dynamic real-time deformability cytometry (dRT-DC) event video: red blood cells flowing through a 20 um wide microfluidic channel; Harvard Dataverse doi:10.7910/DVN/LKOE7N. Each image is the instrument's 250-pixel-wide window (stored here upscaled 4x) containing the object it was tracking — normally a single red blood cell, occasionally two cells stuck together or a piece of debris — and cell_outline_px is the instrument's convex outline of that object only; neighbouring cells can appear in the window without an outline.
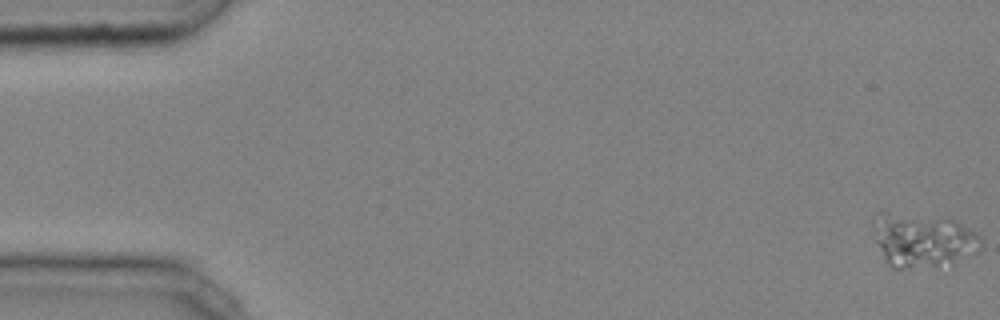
{"species": "common noctule bat (a hibernating species)", "species_latin": "Nyctalus noctula", "temperature_condition": "cold", "stored_images_in_passage": 44, "camera_frame_rate_fps": 3000, "um_per_image_px": 0.085, "animal": {"sex": "male", "body_mass_g": 20.4}, "frame": {"image": 1, "passage_image": 1, "time_ms": 0.0, "image_size_px": [1000, 320], "cell_outline_px": [[980, 248], [976, 252], [952, 260], [936, 264], [900, 268], [892, 268], [888, 264], [884, 256], [872, 224], [872, 216], [880, 208], [952, 220], [976, 232], [980, 236]], "centroid_in_image_um": [78.33, 20.3], "position_along_channel_um": 6.7, "area_um2": 33.06}}
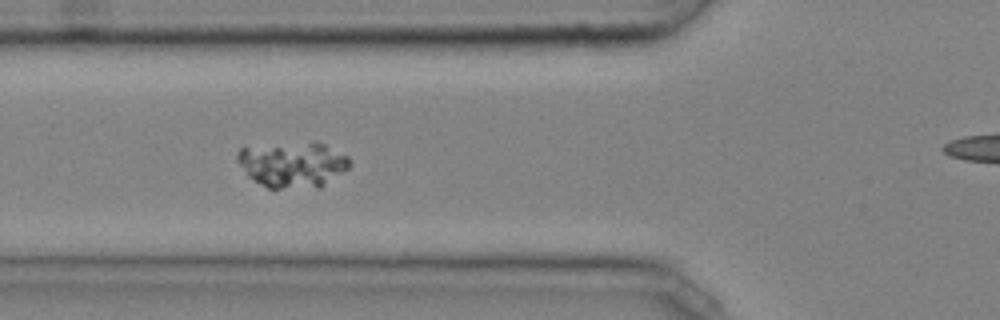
{"frame": {"image": 2, "passage_image": 19, "time_ms": 6.0, "image_size_px": [1000, 320], "cell_outline_px": [[352, 164], [348, 168], [320, 188], [268, 188], [260, 184], [248, 176], [236, 160], [236, 152], [240, 148], [312, 140], [316, 140], [348, 156]], "centroid_in_image_um": [24.89, 13.97], "position_along_channel_um": 100.9, "area_um2": 30.23}}
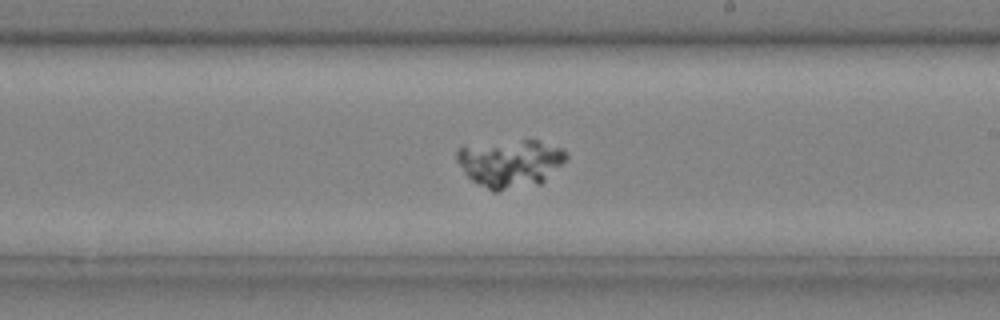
{"frame": {"image": 3, "passage_image": 30, "time_ms": 9.667, "image_size_px": [1000, 320], "cell_outline_px": [[568, 156], [540, 184], [496, 192], [492, 192], [472, 180], [464, 172], [456, 160], [456, 152], [460, 148], [524, 140], [540, 140], [564, 148]], "centroid_in_image_um": [43.39, 13.9], "position_along_channel_um": 245.6, "area_um2": 29.88}}